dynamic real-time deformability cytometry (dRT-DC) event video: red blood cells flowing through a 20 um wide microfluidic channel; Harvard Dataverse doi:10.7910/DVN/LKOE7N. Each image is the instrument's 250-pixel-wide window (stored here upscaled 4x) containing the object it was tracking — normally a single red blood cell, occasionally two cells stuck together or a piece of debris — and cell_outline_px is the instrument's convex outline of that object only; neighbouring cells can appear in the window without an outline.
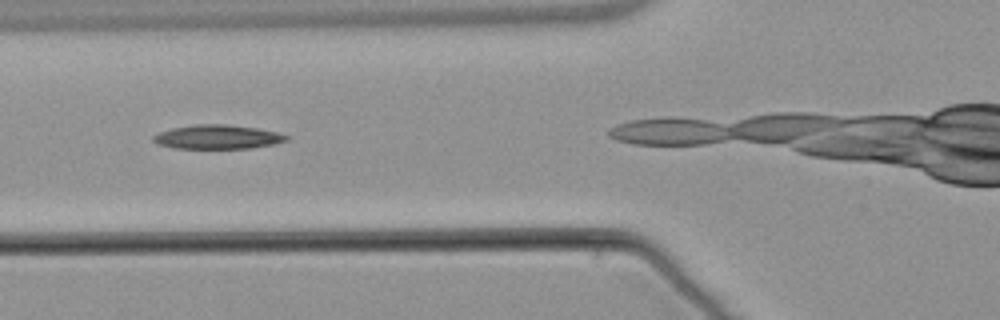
{"species": "common noctule bat (a hibernating species)", "species_latin": "Nyctalus noctula", "temperature_condition": "warm", "stored_images_in_passage": 8, "camera_frame_rate_fps": 3000, "um_per_image_px": 0.085, "animal": {"sex": "male", "body_mass_g": 21.5, "forearm_length_mm": 52.0}, "frame": {"image": 1, "passage_image": 3, "time_ms": 2.667, "image_size_px": [1000, 320], "cell_outline_px": [[288, 140], [276, 144], [252, 148], [176, 148], [160, 144], [152, 140], [152, 136], [160, 132], [172, 128], [196, 124], [224, 124], [256, 128], [276, 132], [288, 136]], "centroid_in_image_um": [18.51, 11.64], "position_along_channel_um": 107.3, "area_um2": 18.5}}